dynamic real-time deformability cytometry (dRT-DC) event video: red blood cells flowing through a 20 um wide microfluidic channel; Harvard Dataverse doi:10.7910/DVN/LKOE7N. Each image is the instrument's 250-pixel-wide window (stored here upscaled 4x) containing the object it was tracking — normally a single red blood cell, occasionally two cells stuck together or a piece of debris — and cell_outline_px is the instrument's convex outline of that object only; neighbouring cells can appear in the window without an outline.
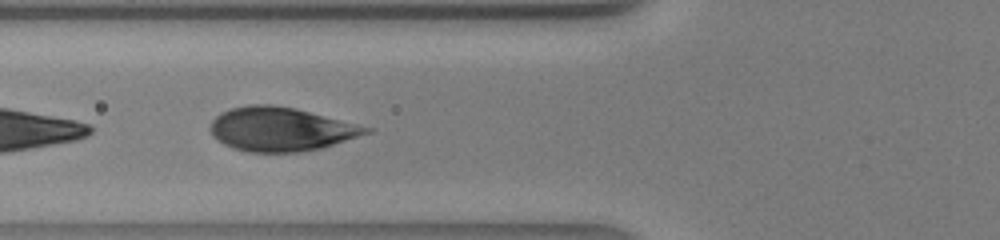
{"species": "human", "species_latin": "Homo sapiens", "temperature_condition": "warm", "stored_images_in_passage": 19, "camera_frame_rate_fps": 3000, "um_per_image_px": 0.085, "donor": {"sex": "male"}, "frame": {"image": 1, "passage_image": 17, "time_ms": 5.333, "image_size_px": [1000, 240], "cell_outline_px": [[376, 128], [372, 132], [320, 148], [300, 152], [248, 152], [232, 148], [224, 144], [212, 136], [208, 128], [212, 120], [220, 112], [232, 108], [248, 104], [268, 104], [292, 108]], "centroid_in_image_um": [23.84, 10.98], "position_along_channel_um": 102.0, "area_um2": 39.77}}